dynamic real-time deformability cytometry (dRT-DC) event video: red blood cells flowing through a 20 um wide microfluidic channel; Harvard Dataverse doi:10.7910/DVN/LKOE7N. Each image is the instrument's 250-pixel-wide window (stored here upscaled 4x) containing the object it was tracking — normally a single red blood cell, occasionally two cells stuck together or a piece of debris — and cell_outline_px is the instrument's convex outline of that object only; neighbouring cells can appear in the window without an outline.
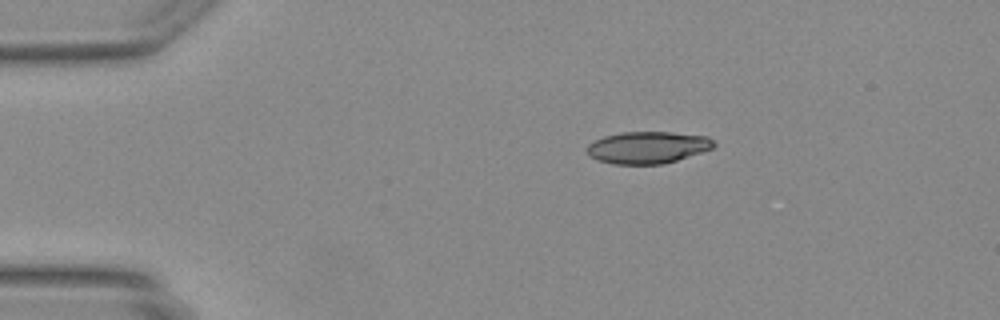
{"species": "Egyptian fruit bat (a non-hibernating species)", "species_latin": "Rousettus aegyptiacus", "temperature_condition": "warm", "stored_images_in_passage": 12, "camera_frame_rate_fps": 3000, "um_per_image_px": 0.085, "animal": {"sex": "female"}, "frame": {"image": 1, "passage_image": 1, "time_ms": 0.0, "image_size_px": [1000, 320], "cell_outline_px": [[716, 144], [712, 148], [664, 164], [612, 164], [596, 160], [588, 156], [584, 148], [588, 144], [604, 136], [620, 132], [672, 132], [708, 136]], "centroid_in_image_um": [54.99, 12.53], "position_along_channel_um": 30.0, "area_um2": 23.76}}
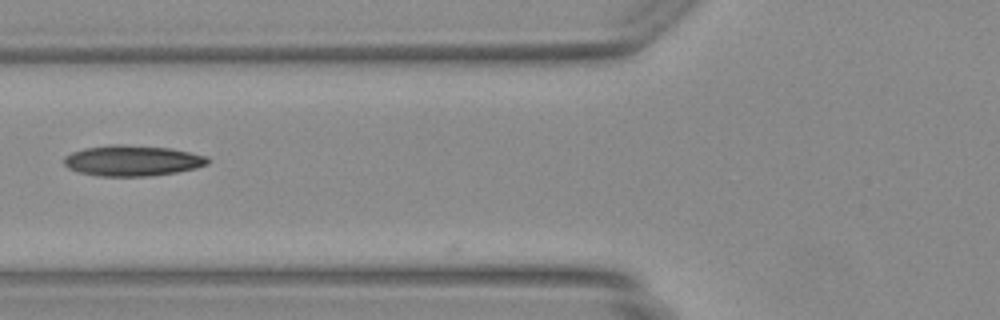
{"frame": {"image": 2, "passage_image": 11, "time_ms": 3.333, "image_size_px": [1000, 320], "cell_outline_px": [[212, 160], [208, 164], [196, 168], [176, 172], [152, 176], [96, 176], [76, 172], [68, 168], [64, 164], [64, 156], [72, 152], [84, 148], [112, 144], [120, 144], [168, 148], [208, 156]], "centroid_in_image_um": [11.24, 13.66], "position_along_channel_um": 114.6, "area_um2": 25.89}}